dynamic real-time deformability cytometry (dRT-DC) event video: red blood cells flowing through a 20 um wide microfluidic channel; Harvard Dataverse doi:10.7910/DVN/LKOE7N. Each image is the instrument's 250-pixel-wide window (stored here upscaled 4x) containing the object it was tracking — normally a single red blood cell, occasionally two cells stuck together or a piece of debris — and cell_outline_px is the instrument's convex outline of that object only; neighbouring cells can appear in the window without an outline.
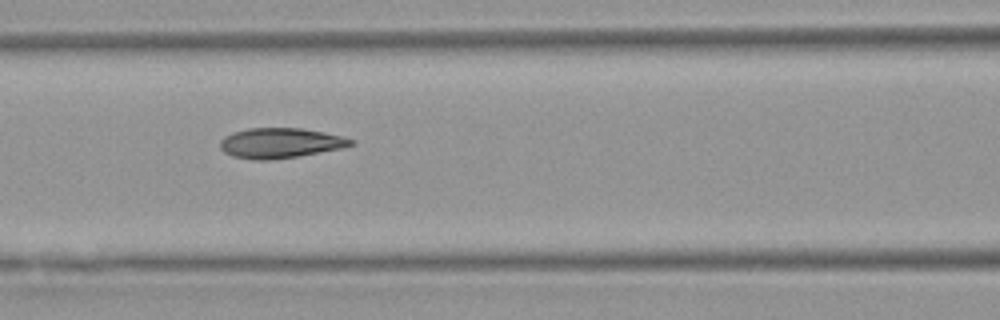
{"species": "Egyptian fruit bat (a non-hibernating species)", "species_latin": "Rousettus aegyptiacus", "temperature_condition": "warm", "stored_images_in_passage": 7, "camera_frame_rate_fps": 3000, "um_per_image_px": 0.085, "animal": {"sex": "female"}, "frame": {"image": 1, "passage_image": 6, "time_ms": 6.333, "image_size_px": [1000, 320], "cell_outline_px": [[356, 144], [344, 148], [300, 156], [272, 160], [252, 160], [232, 156], [224, 152], [220, 148], [220, 140], [224, 136], [232, 132], [248, 128], [300, 128], [324, 132], [340, 136], [352, 140]], "centroid_in_image_um": [23.8, 12.17], "position_along_channel_um": 142.8, "area_um2": 23.18}}
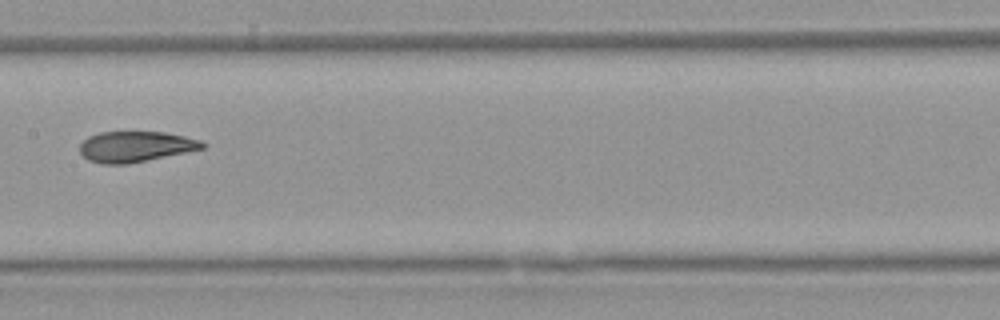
{"frame": {"image": 2, "passage_image": 7, "time_ms": 7.667, "image_size_px": [1000, 320], "cell_outline_px": [[208, 144], [204, 148], [128, 164], [104, 164], [88, 160], [80, 152], [80, 144], [88, 136], [100, 132], [164, 132], [184, 136], [200, 140]], "centroid_in_image_um": [11.51, 12.46], "position_along_channel_um": 195.9, "area_um2": 21.79}}